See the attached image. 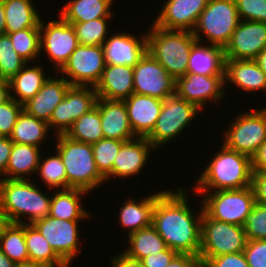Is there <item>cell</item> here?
I'll return each mask as SVG.
<instances>
[{
    "instance_id": "6da1fadb",
    "label": "cell",
    "mask_w": 266,
    "mask_h": 267,
    "mask_svg": "<svg viewBox=\"0 0 266 267\" xmlns=\"http://www.w3.org/2000/svg\"><path fill=\"white\" fill-rule=\"evenodd\" d=\"M188 192L181 187L166 191L157 199L152 225L168 248L179 254L199 256L203 206L195 213L189 204ZM198 214V215H197Z\"/></svg>"
},
{
    "instance_id": "7a4b0ae2",
    "label": "cell",
    "mask_w": 266,
    "mask_h": 267,
    "mask_svg": "<svg viewBox=\"0 0 266 267\" xmlns=\"http://www.w3.org/2000/svg\"><path fill=\"white\" fill-rule=\"evenodd\" d=\"M50 205L51 196L31 179H0V209L5 222L34 224L49 215Z\"/></svg>"
},
{
    "instance_id": "3957f363",
    "label": "cell",
    "mask_w": 266,
    "mask_h": 267,
    "mask_svg": "<svg viewBox=\"0 0 266 267\" xmlns=\"http://www.w3.org/2000/svg\"><path fill=\"white\" fill-rule=\"evenodd\" d=\"M196 179L193 192L242 189L252 185V158L223 143Z\"/></svg>"
},
{
    "instance_id": "277c9868",
    "label": "cell",
    "mask_w": 266,
    "mask_h": 267,
    "mask_svg": "<svg viewBox=\"0 0 266 267\" xmlns=\"http://www.w3.org/2000/svg\"><path fill=\"white\" fill-rule=\"evenodd\" d=\"M149 28L146 32L147 51L175 80L184 76L192 45L197 41L193 31L167 30L153 23Z\"/></svg>"
},
{
    "instance_id": "5b68a950",
    "label": "cell",
    "mask_w": 266,
    "mask_h": 267,
    "mask_svg": "<svg viewBox=\"0 0 266 267\" xmlns=\"http://www.w3.org/2000/svg\"><path fill=\"white\" fill-rule=\"evenodd\" d=\"M56 136V150L65 166L68 189H80L91 193L104 185L106 179L99 173L93 155L92 144L77 142L65 134Z\"/></svg>"
},
{
    "instance_id": "8992f818",
    "label": "cell",
    "mask_w": 266,
    "mask_h": 267,
    "mask_svg": "<svg viewBox=\"0 0 266 267\" xmlns=\"http://www.w3.org/2000/svg\"><path fill=\"white\" fill-rule=\"evenodd\" d=\"M193 194L197 197L202 196L201 199L204 198L201 205L210 218L242 227L255 204L252 186Z\"/></svg>"
},
{
    "instance_id": "52a82bcc",
    "label": "cell",
    "mask_w": 266,
    "mask_h": 267,
    "mask_svg": "<svg viewBox=\"0 0 266 267\" xmlns=\"http://www.w3.org/2000/svg\"><path fill=\"white\" fill-rule=\"evenodd\" d=\"M240 22L235 0H209L201 12L193 35L197 41L225 48ZM204 41L202 40V38Z\"/></svg>"
},
{
    "instance_id": "ba28073f",
    "label": "cell",
    "mask_w": 266,
    "mask_h": 267,
    "mask_svg": "<svg viewBox=\"0 0 266 267\" xmlns=\"http://www.w3.org/2000/svg\"><path fill=\"white\" fill-rule=\"evenodd\" d=\"M235 116L223 130L221 143L252 158L266 140V106Z\"/></svg>"
},
{
    "instance_id": "9c48e42d",
    "label": "cell",
    "mask_w": 266,
    "mask_h": 267,
    "mask_svg": "<svg viewBox=\"0 0 266 267\" xmlns=\"http://www.w3.org/2000/svg\"><path fill=\"white\" fill-rule=\"evenodd\" d=\"M202 112L195 104L189 103L176 94L163 100V105L152 132L146 139L158 150L164 144L175 141L174 138L187 130L197 114ZM174 139V140H173Z\"/></svg>"
},
{
    "instance_id": "30bf717a",
    "label": "cell",
    "mask_w": 266,
    "mask_h": 267,
    "mask_svg": "<svg viewBox=\"0 0 266 267\" xmlns=\"http://www.w3.org/2000/svg\"><path fill=\"white\" fill-rule=\"evenodd\" d=\"M247 241L244 227L212 219L203 211L199 258L243 252Z\"/></svg>"
},
{
    "instance_id": "8fae6325",
    "label": "cell",
    "mask_w": 266,
    "mask_h": 267,
    "mask_svg": "<svg viewBox=\"0 0 266 267\" xmlns=\"http://www.w3.org/2000/svg\"><path fill=\"white\" fill-rule=\"evenodd\" d=\"M102 45H78L68 61L57 72L71 86H93L99 82L105 68Z\"/></svg>"
},
{
    "instance_id": "7c38bea8",
    "label": "cell",
    "mask_w": 266,
    "mask_h": 267,
    "mask_svg": "<svg viewBox=\"0 0 266 267\" xmlns=\"http://www.w3.org/2000/svg\"><path fill=\"white\" fill-rule=\"evenodd\" d=\"M40 21V52L46 54L53 67L59 71L68 61L70 55L79 45L72 24L64 21L61 17L50 19L47 23ZM53 61V62H52Z\"/></svg>"
},
{
    "instance_id": "4fadbf2b",
    "label": "cell",
    "mask_w": 266,
    "mask_h": 267,
    "mask_svg": "<svg viewBox=\"0 0 266 267\" xmlns=\"http://www.w3.org/2000/svg\"><path fill=\"white\" fill-rule=\"evenodd\" d=\"M134 93L161 100L175 95L176 80L147 51L133 67Z\"/></svg>"
},
{
    "instance_id": "5bb4252c",
    "label": "cell",
    "mask_w": 266,
    "mask_h": 267,
    "mask_svg": "<svg viewBox=\"0 0 266 267\" xmlns=\"http://www.w3.org/2000/svg\"><path fill=\"white\" fill-rule=\"evenodd\" d=\"M80 222L62 220L48 215L33 225L45 237L55 253L70 267L71 262L81 252L78 228Z\"/></svg>"
},
{
    "instance_id": "9a60e30c",
    "label": "cell",
    "mask_w": 266,
    "mask_h": 267,
    "mask_svg": "<svg viewBox=\"0 0 266 267\" xmlns=\"http://www.w3.org/2000/svg\"><path fill=\"white\" fill-rule=\"evenodd\" d=\"M97 98L93 86H71L53 111L50 130H55V135L66 134L78 118L95 107Z\"/></svg>"
},
{
    "instance_id": "2e32d148",
    "label": "cell",
    "mask_w": 266,
    "mask_h": 267,
    "mask_svg": "<svg viewBox=\"0 0 266 267\" xmlns=\"http://www.w3.org/2000/svg\"><path fill=\"white\" fill-rule=\"evenodd\" d=\"M224 80L225 76L186 73L176 79L175 94L204 110L203 108L208 105L207 103L212 105V102L218 104L222 99L226 100L224 99L227 96Z\"/></svg>"
},
{
    "instance_id": "e0dca14e",
    "label": "cell",
    "mask_w": 266,
    "mask_h": 267,
    "mask_svg": "<svg viewBox=\"0 0 266 267\" xmlns=\"http://www.w3.org/2000/svg\"><path fill=\"white\" fill-rule=\"evenodd\" d=\"M266 47V23L240 20L225 46L226 59L254 60Z\"/></svg>"
},
{
    "instance_id": "ac0fdd59",
    "label": "cell",
    "mask_w": 266,
    "mask_h": 267,
    "mask_svg": "<svg viewBox=\"0 0 266 267\" xmlns=\"http://www.w3.org/2000/svg\"><path fill=\"white\" fill-rule=\"evenodd\" d=\"M209 0H167L152 22L167 30L193 31Z\"/></svg>"
},
{
    "instance_id": "d6986e66",
    "label": "cell",
    "mask_w": 266,
    "mask_h": 267,
    "mask_svg": "<svg viewBox=\"0 0 266 267\" xmlns=\"http://www.w3.org/2000/svg\"><path fill=\"white\" fill-rule=\"evenodd\" d=\"M113 32L103 43L105 64L134 67L147 52V35Z\"/></svg>"
},
{
    "instance_id": "ffe728a7",
    "label": "cell",
    "mask_w": 266,
    "mask_h": 267,
    "mask_svg": "<svg viewBox=\"0 0 266 267\" xmlns=\"http://www.w3.org/2000/svg\"><path fill=\"white\" fill-rule=\"evenodd\" d=\"M157 150L146 137H136L125 141L117 156L115 157L111 174L106 178V182L111 178H132L142 173L150 160V154ZM151 152V153H150Z\"/></svg>"
},
{
    "instance_id": "44dd1931",
    "label": "cell",
    "mask_w": 266,
    "mask_h": 267,
    "mask_svg": "<svg viewBox=\"0 0 266 267\" xmlns=\"http://www.w3.org/2000/svg\"><path fill=\"white\" fill-rule=\"evenodd\" d=\"M132 131L136 137H147L153 130L159 117L163 100L133 93L123 100Z\"/></svg>"
},
{
    "instance_id": "7402d4cb",
    "label": "cell",
    "mask_w": 266,
    "mask_h": 267,
    "mask_svg": "<svg viewBox=\"0 0 266 267\" xmlns=\"http://www.w3.org/2000/svg\"><path fill=\"white\" fill-rule=\"evenodd\" d=\"M71 87L68 81L61 77H48L41 89L26 103L23 110L37 119L50 121L55 107L64 99Z\"/></svg>"
},
{
    "instance_id": "603a6c76",
    "label": "cell",
    "mask_w": 266,
    "mask_h": 267,
    "mask_svg": "<svg viewBox=\"0 0 266 267\" xmlns=\"http://www.w3.org/2000/svg\"><path fill=\"white\" fill-rule=\"evenodd\" d=\"M96 105L99 107L101 128L105 139L129 141L136 138L124 101L97 98Z\"/></svg>"
},
{
    "instance_id": "cb8c5ba5",
    "label": "cell",
    "mask_w": 266,
    "mask_h": 267,
    "mask_svg": "<svg viewBox=\"0 0 266 267\" xmlns=\"http://www.w3.org/2000/svg\"><path fill=\"white\" fill-rule=\"evenodd\" d=\"M98 98L123 101L134 93L133 67L106 64L94 87Z\"/></svg>"
},
{
    "instance_id": "d4e9b609",
    "label": "cell",
    "mask_w": 266,
    "mask_h": 267,
    "mask_svg": "<svg viewBox=\"0 0 266 267\" xmlns=\"http://www.w3.org/2000/svg\"><path fill=\"white\" fill-rule=\"evenodd\" d=\"M225 88L226 84H232L243 92L265 91L266 93V74L258 66L255 60L226 59L225 68Z\"/></svg>"
},
{
    "instance_id": "484cf974",
    "label": "cell",
    "mask_w": 266,
    "mask_h": 267,
    "mask_svg": "<svg viewBox=\"0 0 266 267\" xmlns=\"http://www.w3.org/2000/svg\"><path fill=\"white\" fill-rule=\"evenodd\" d=\"M226 55L222 46L196 41L191 48L187 73L225 76Z\"/></svg>"
},
{
    "instance_id": "4316f807",
    "label": "cell",
    "mask_w": 266,
    "mask_h": 267,
    "mask_svg": "<svg viewBox=\"0 0 266 267\" xmlns=\"http://www.w3.org/2000/svg\"><path fill=\"white\" fill-rule=\"evenodd\" d=\"M159 191L155 193H151L143 197L142 200L136 201L129 197V199L124 200L125 203L121 205L119 211V221L121 227L123 226V230L127 231V236L130 234L139 231L142 228H146L152 225L153 219V209L157 199L166 191ZM128 200V201H127Z\"/></svg>"
},
{
    "instance_id": "83f0119b",
    "label": "cell",
    "mask_w": 266,
    "mask_h": 267,
    "mask_svg": "<svg viewBox=\"0 0 266 267\" xmlns=\"http://www.w3.org/2000/svg\"><path fill=\"white\" fill-rule=\"evenodd\" d=\"M42 66L40 63H36V65L26 63L14 77L7 81L8 96L22 105L30 100L41 89L48 79L47 76H50L46 75L47 73Z\"/></svg>"
},
{
    "instance_id": "f1b7e54d",
    "label": "cell",
    "mask_w": 266,
    "mask_h": 267,
    "mask_svg": "<svg viewBox=\"0 0 266 267\" xmlns=\"http://www.w3.org/2000/svg\"><path fill=\"white\" fill-rule=\"evenodd\" d=\"M115 0H70L64 3L59 17L73 23L89 22L98 18H113L112 5Z\"/></svg>"
},
{
    "instance_id": "f546056e",
    "label": "cell",
    "mask_w": 266,
    "mask_h": 267,
    "mask_svg": "<svg viewBox=\"0 0 266 267\" xmlns=\"http://www.w3.org/2000/svg\"><path fill=\"white\" fill-rule=\"evenodd\" d=\"M53 191L56 192L51 195L49 216L69 221H83L90 218L91 215L81 203L82 197L88 192L72 188Z\"/></svg>"
},
{
    "instance_id": "4dcf8cb0",
    "label": "cell",
    "mask_w": 266,
    "mask_h": 267,
    "mask_svg": "<svg viewBox=\"0 0 266 267\" xmlns=\"http://www.w3.org/2000/svg\"><path fill=\"white\" fill-rule=\"evenodd\" d=\"M6 16V34L27 28H40L41 14L34 0H2Z\"/></svg>"
},
{
    "instance_id": "1f68e13d",
    "label": "cell",
    "mask_w": 266,
    "mask_h": 267,
    "mask_svg": "<svg viewBox=\"0 0 266 267\" xmlns=\"http://www.w3.org/2000/svg\"><path fill=\"white\" fill-rule=\"evenodd\" d=\"M41 152L39 147L13 143L5 179H30V175L36 174Z\"/></svg>"
},
{
    "instance_id": "d6a6232c",
    "label": "cell",
    "mask_w": 266,
    "mask_h": 267,
    "mask_svg": "<svg viewBox=\"0 0 266 267\" xmlns=\"http://www.w3.org/2000/svg\"><path fill=\"white\" fill-rule=\"evenodd\" d=\"M50 128L46 121L37 119L33 115L22 110L12 130L10 139L13 143L44 147ZM42 145V146H41Z\"/></svg>"
},
{
    "instance_id": "836d02e7",
    "label": "cell",
    "mask_w": 266,
    "mask_h": 267,
    "mask_svg": "<svg viewBox=\"0 0 266 267\" xmlns=\"http://www.w3.org/2000/svg\"><path fill=\"white\" fill-rule=\"evenodd\" d=\"M127 240L128 247L126 250H122V252L138 260L168 248L153 225L130 234L127 236Z\"/></svg>"
},
{
    "instance_id": "e575fe53",
    "label": "cell",
    "mask_w": 266,
    "mask_h": 267,
    "mask_svg": "<svg viewBox=\"0 0 266 267\" xmlns=\"http://www.w3.org/2000/svg\"><path fill=\"white\" fill-rule=\"evenodd\" d=\"M29 260L47 264L51 267H69L49 245L44 236L33 224H24Z\"/></svg>"
},
{
    "instance_id": "d590c367",
    "label": "cell",
    "mask_w": 266,
    "mask_h": 267,
    "mask_svg": "<svg viewBox=\"0 0 266 267\" xmlns=\"http://www.w3.org/2000/svg\"><path fill=\"white\" fill-rule=\"evenodd\" d=\"M0 248L14 263L28 261L24 224L5 222L0 230Z\"/></svg>"
},
{
    "instance_id": "8d00e7d4",
    "label": "cell",
    "mask_w": 266,
    "mask_h": 267,
    "mask_svg": "<svg viewBox=\"0 0 266 267\" xmlns=\"http://www.w3.org/2000/svg\"><path fill=\"white\" fill-rule=\"evenodd\" d=\"M65 135L74 141L89 144L103 139L99 107L95 105L88 113L78 118Z\"/></svg>"
},
{
    "instance_id": "74e56055",
    "label": "cell",
    "mask_w": 266,
    "mask_h": 267,
    "mask_svg": "<svg viewBox=\"0 0 266 267\" xmlns=\"http://www.w3.org/2000/svg\"><path fill=\"white\" fill-rule=\"evenodd\" d=\"M54 154L43 156L41 154L39 164L37 166L36 175L50 190L68 189L67 175L65 166L59 153L54 150ZM45 158V159H44Z\"/></svg>"
},
{
    "instance_id": "f35d334b",
    "label": "cell",
    "mask_w": 266,
    "mask_h": 267,
    "mask_svg": "<svg viewBox=\"0 0 266 267\" xmlns=\"http://www.w3.org/2000/svg\"><path fill=\"white\" fill-rule=\"evenodd\" d=\"M8 35L11 39L14 50L27 63H33L36 61L35 59H39L41 57L40 28L22 29Z\"/></svg>"
},
{
    "instance_id": "ab89813d",
    "label": "cell",
    "mask_w": 266,
    "mask_h": 267,
    "mask_svg": "<svg viewBox=\"0 0 266 267\" xmlns=\"http://www.w3.org/2000/svg\"><path fill=\"white\" fill-rule=\"evenodd\" d=\"M110 19L112 20V18H98L89 22L73 23L78 43L87 46L103 45L110 34L108 28Z\"/></svg>"
},
{
    "instance_id": "60d3db41",
    "label": "cell",
    "mask_w": 266,
    "mask_h": 267,
    "mask_svg": "<svg viewBox=\"0 0 266 267\" xmlns=\"http://www.w3.org/2000/svg\"><path fill=\"white\" fill-rule=\"evenodd\" d=\"M27 62L14 50L8 34L0 35V80L9 81Z\"/></svg>"
},
{
    "instance_id": "b9f144b4",
    "label": "cell",
    "mask_w": 266,
    "mask_h": 267,
    "mask_svg": "<svg viewBox=\"0 0 266 267\" xmlns=\"http://www.w3.org/2000/svg\"><path fill=\"white\" fill-rule=\"evenodd\" d=\"M124 142L103 138L92 144L96 167L105 179L111 174L115 157Z\"/></svg>"
},
{
    "instance_id": "7bdbcfd3",
    "label": "cell",
    "mask_w": 266,
    "mask_h": 267,
    "mask_svg": "<svg viewBox=\"0 0 266 267\" xmlns=\"http://www.w3.org/2000/svg\"><path fill=\"white\" fill-rule=\"evenodd\" d=\"M243 227L247 240L266 239V206L255 203Z\"/></svg>"
},
{
    "instance_id": "ee69618b",
    "label": "cell",
    "mask_w": 266,
    "mask_h": 267,
    "mask_svg": "<svg viewBox=\"0 0 266 267\" xmlns=\"http://www.w3.org/2000/svg\"><path fill=\"white\" fill-rule=\"evenodd\" d=\"M23 105L8 96L0 103V136L10 137Z\"/></svg>"
},
{
    "instance_id": "f6af8a7d",
    "label": "cell",
    "mask_w": 266,
    "mask_h": 267,
    "mask_svg": "<svg viewBox=\"0 0 266 267\" xmlns=\"http://www.w3.org/2000/svg\"><path fill=\"white\" fill-rule=\"evenodd\" d=\"M235 3L240 20L266 23V0H235Z\"/></svg>"
},
{
    "instance_id": "bcb514c9",
    "label": "cell",
    "mask_w": 266,
    "mask_h": 267,
    "mask_svg": "<svg viewBox=\"0 0 266 267\" xmlns=\"http://www.w3.org/2000/svg\"><path fill=\"white\" fill-rule=\"evenodd\" d=\"M201 267H249L243 252L229 253L211 258H199Z\"/></svg>"
},
{
    "instance_id": "7dc6e473",
    "label": "cell",
    "mask_w": 266,
    "mask_h": 267,
    "mask_svg": "<svg viewBox=\"0 0 266 267\" xmlns=\"http://www.w3.org/2000/svg\"><path fill=\"white\" fill-rule=\"evenodd\" d=\"M243 253L249 267H266V239L248 240Z\"/></svg>"
},
{
    "instance_id": "c3c4849f",
    "label": "cell",
    "mask_w": 266,
    "mask_h": 267,
    "mask_svg": "<svg viewBox=\"0 0 266 267\" xmlns=\"http://www.w3.org/2000/svg\"><path fill=\"white\" fill-rule=\"evenodd\" d=\"M178 253L170 248L156 254L144 257L141 262L143 267H167Z\"/></svg>"
},
{
    "instance_id": "681fc988",
    "label": "cell",
    "mask_w": 266,
    "mask_h": 267,
    "mask_svg": "<svg viewBox=\"0 0 266 267\" xmlns=\"http://www.w3.org/2000/svg\"><path fill=\"white\" fill-rule=\"evenodd\" d=\"M251 186L255 195V203L266 206V172H253Z\"/></svg>"
},
{
    "instance_id": "f907efd6",
    "label": "cell",
    "mask_w": 266,
    "mask_h": 267,
    "mask_svg": "<svg viewBox=\"0 0 266 267\" xmlns=\"http://www.w3.org/2000/svg\"><path fill=\"white\" fill-rule=\"evenodd\" d=\"M13 142L9 137L0 136V179H5L6 167L11 154Z\"/></svg>"
},
{
    "instance_id": "816d5d0a",
    "label": "cell",
    "mask_w": 266,
    "mask_h": 267,
    "mask_svg": "<svg viewBox=\"0 0 266 267\" xmlns=\"http://www.w3.org/2000/svg\"><path fill=\"white\" fill-rule=\"evenodd\" d=\"M167 267H201L199 256L177 254Z\"/></svg>"
},
{
    "instance_id": "f5cc1de1",
    "label": "cell",
    "mask_w": 266,
    "mask_h": 267,
    "mask_svg": "<svg viewBox=\"0 0 266 267\" xmlns=\"http://www.w3.org/2000/svg\"><path fill=\"white\" fill-rule=\"evenodd\" d=\"M111 260V267H143L141 260L131 258L120 251L117 256L113 255Z\"/></svg>"
},
{
    "instance_id": "db71d44e",
    "label": "cell",
    "mask_w": 266,
    "mask_h": 267,
    "mask_svg": "<svg viewBox=\"0 0 266 267\" xmlns=\"http://www.w3.org/2000/svg\"><path fill=\"white\" fill-rule=\"evenodd\" d=\"M252 170L253 172H266V140L252 157Z\"/></svg>"
},
{
    "instance_id": "11a10c76",
    "label": "cell",
    "mask_w": 266,
    "mask_h": 267,
    "mask_svg": "<svg viewBox=\"0 0 266 267\" xmlns=\"http://www.w3.org/2000/svg\"><path fill=\"white\" fill-rule=\"evenodd\" d=\"M262 71L266 74V47L254 59Z\"/></svg>"
},
{
    "instance_id": "9f6ffc18",
    "label": "cell",
    "mask_w": 266,
    "mask_h": 267,
    "mask_svg": "<svg viewBox=\"0 0 266 267\" xmlns=\"http://www.w3.org/2000/svg\"><path fill=\"white\" fill-rule=\"evenodd\" d=\"M6 33V16L2 0H0V35Z\"/></svg>"
},
{
    "instance_id": "6f0895ef",
    "label": "cell",
    "mask_w": 266,
    "mask_h": 267,
    "mask_svg": "<svg viewBox=\"0 0 266 267\" xmlns=\"http://www.w3.org/2000/svg\"><path fill=\"white\" fill-rule=\"evenodd\" d=\"M14 267H51V266L44 263L28 260L21 263H15Z\"/></svg>"
},
{
    "instance_id": "680465c9",
    "label": "cell",
    "mask_w": 266,
    "mask_h": 267,
    "mask_svg": "<svg viewBox=\"0 0 266 267\" xmlns=\"http://www.w3.org/2000/svg\"><path fill=\"white\" fill-rule=\"evenodd\" d=\"M15 263L11 261L0 248V267H14Z\"/></svg>"
},
{
    "instance_id": "91938a15",
    "label": "cell",
    "mask_w": 266,
    "mask_h": 267,
    "mask_svg": "<svg viewBox=\"0 0 266 267\" xmlns=\"http://www.w3.org/2000/svg\"><path fill=\"white\" fill-rule=\"evenodd\" d=\"M8 97V83L0 80V103Z\"/></svg>"
},
{
    "instance_id": "94428289",
    "label": "cell",
    "mask_w": 266,
    "mask_h": 267,
    "mask_svg": "<svg viewBox=\"0 0 266 267\" xmlns=\"http://www.w3.org/2000/svg\"><path fill=\"white\" fill-rule=\"evenodd\" d=\"M4 223H5V220H4L2 211H1V209H0V230H1V227H2V225H3Z\"/></svg>"
}]
</instances>
